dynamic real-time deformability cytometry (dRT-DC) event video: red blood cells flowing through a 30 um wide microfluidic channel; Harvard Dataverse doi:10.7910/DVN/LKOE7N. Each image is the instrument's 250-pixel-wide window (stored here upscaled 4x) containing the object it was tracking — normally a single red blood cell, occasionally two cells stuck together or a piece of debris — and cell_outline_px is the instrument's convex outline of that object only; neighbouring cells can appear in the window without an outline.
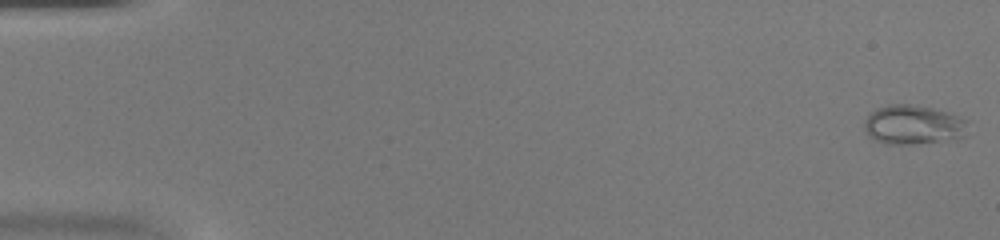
{"species": "common noctule bat (a hibernating species)", "species_latin": "Nyctalus noctula", "temperature_condition": "warm", "stored_images_in_passage": 14, "camera_frame_rate_fps": 3000, "um_per_image_px": 0.085, "animal": {"sex": "female", "body_mass_g": 20.0, "forearm_length_mm": 54.0}, "frame": {"image": 1, "passage_image": 1, "time_ms": 0.0, "image_size_px": [1000, 240], "cell_outline_px": [[968, 136], [956, 140], [912, 144], [884, 144], [868, 136], [864, 128], [864, 120], [876, 108], [888, 104], [912, 104], [932, 108], [948, 112], [968, 120]], "centroid_in_image_um": [77.68, 10.62], "position_along_channel_um": 7.3, "area_um2": 24.33}}